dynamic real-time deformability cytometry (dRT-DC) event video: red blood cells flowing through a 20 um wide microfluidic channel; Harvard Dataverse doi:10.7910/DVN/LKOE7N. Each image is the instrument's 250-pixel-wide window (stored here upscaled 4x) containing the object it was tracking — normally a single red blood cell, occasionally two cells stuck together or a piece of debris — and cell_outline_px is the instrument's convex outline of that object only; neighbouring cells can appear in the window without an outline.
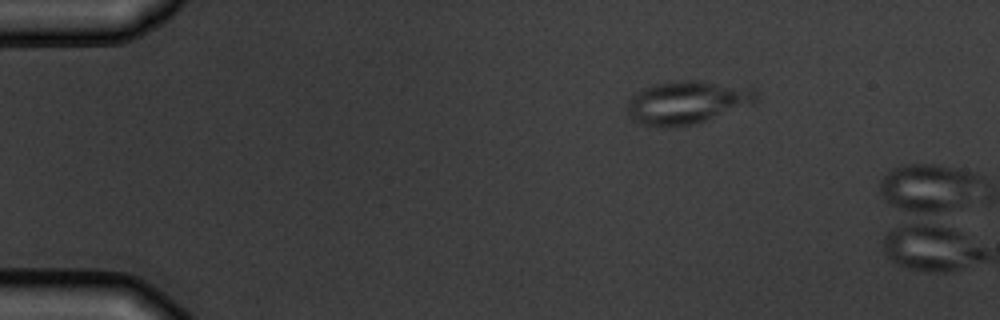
{"species": "common noctule bat (a hibernating species)", "species_latin": "Nyctalus noctula", "temperature_condition": "warm", "stored_images_in_passage": 2, "camera_frame_rate_fps": 3000, "um_per_image_px": 0.085, "animal": {"sex": "male", "body_mass_g": 19.5, "forearm_length_mm": 54.6}, "frame": {"image": 1, "passage_image": 1, "time_ms": 0.0, "image_size_px": [1000, 320], "cell_outline_px": [[756, 100], [704, 120], [688, 124], [664, 128], [636, 124], [628, 112], [628, 100], [636, 92], [644, 88], [656, 84], [688, 80], [700, 80], [752, 84], [756, 88]], "centroid_in_image_um": [58.4, 8.66], "position_along_channel_um": 26.6, "area_um2": 32.19}}